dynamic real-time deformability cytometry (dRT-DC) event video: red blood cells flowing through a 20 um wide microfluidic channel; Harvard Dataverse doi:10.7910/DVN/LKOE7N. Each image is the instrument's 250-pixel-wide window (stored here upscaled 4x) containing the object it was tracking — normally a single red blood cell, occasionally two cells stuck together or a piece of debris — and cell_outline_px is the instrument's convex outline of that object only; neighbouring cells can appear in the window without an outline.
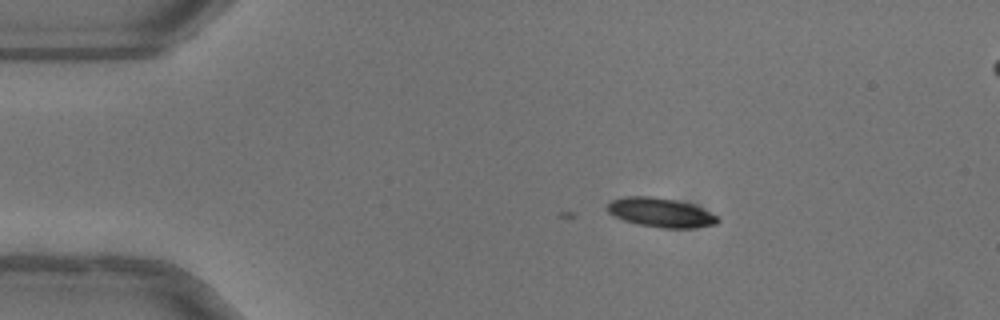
{"species": "common noctule bat (a hibernating species)", "species_latin": "Nyctalus noctula", "temperature_condition": "warm", "stored_images_in_passage": 2, "camera_frame_rate_fps": 3000, "um_per_image_px": 0.085, "animal": {"sex": "female"}, "frame": {"image": 1, "passage_image": 2, "time_ms": 0.333, "image_size_px": [1000, 320], "cell_outline_px": [[720, 220], [716, 224], [692, 228], [660, 228], [636, 224], [624, 220], [608, 212], [604, 208], [612, 200], [624, 196], [652, 196], [676, 200], [700, 208], [716, 216]], "centroid_in_image_um": [56.1, 18.07], "position_along_channel_um": 28.9, "area_um2": 18.67}}